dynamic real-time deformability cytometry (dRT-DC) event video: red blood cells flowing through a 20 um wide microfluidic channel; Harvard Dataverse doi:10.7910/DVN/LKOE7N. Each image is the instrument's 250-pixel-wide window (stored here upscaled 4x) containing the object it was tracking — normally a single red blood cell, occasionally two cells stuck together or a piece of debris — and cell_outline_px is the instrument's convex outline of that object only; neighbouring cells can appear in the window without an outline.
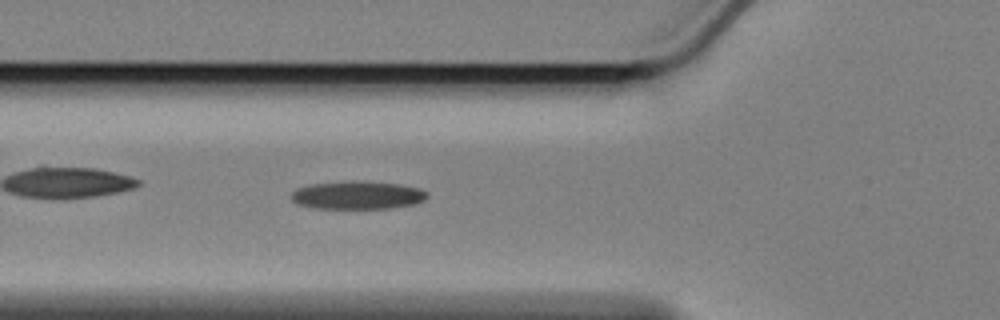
{"species": "Egyptian fruit bat (a non-hibernating species)", "species_latin": "Rousettus aegyptiacus", "temperature_condition": "cold", "stored_images_in_passage": 39, "camera_frame_rate_fps": 3000, "um_per_image_px": 0.085, "animal": {"sex": "female"}, "frame": {"image": 1, "passage_image": 5, "time_ms": 1.333, "image_size_px": [1000, 320], "cell_outline_px": [[428, 196], [424, 200], [412, 204], [392, 208], [316, 208], [296, 204], [292, 200], [292, 192], [296, 188], [312, 184], [348, 180], [396, 184], [420, 188], [428, 192]], "centroid_in_image_um": [30.37, 16.58], "position_along_channel_um": 95.4, "area_um2": 22.14}}
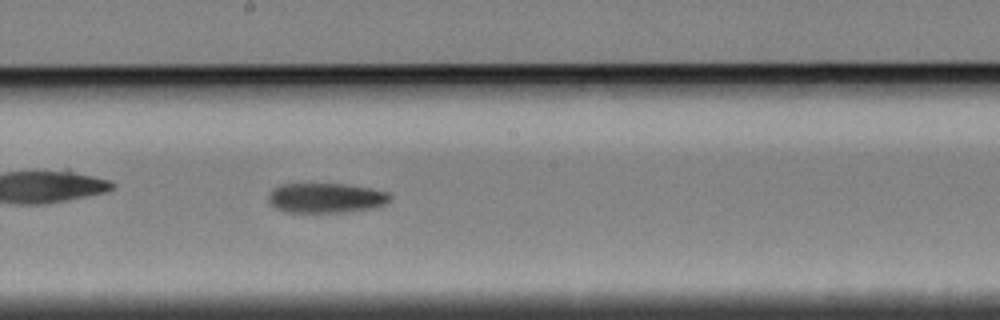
{"frame": {"image": 2, "passage_image": 16, "time_ms": 5.0, "image_size_px": [1000, 320], "cell_outline_px": [[392, 200], [388, 204], [376, 208], [352, 212], [284, 212], [276, 208], [268, 200], [268, 196], [276, 188], [284, 184], [344, 184], [368, 188], [388, 192], [392, 196]], "centroid_in_image_um": [27.8, 16.85], "position_along_channel_um": 220.4, "area_um2": 21.27}}
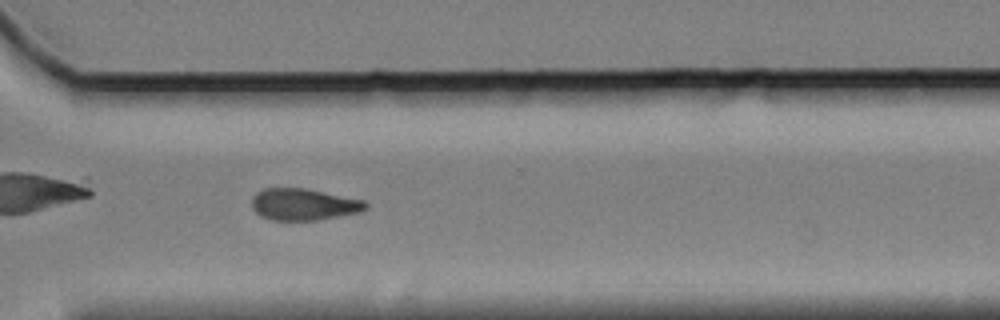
{"frame": {"image": 3, "passage_image": 27, "time_ms": 8.667, "image_size_px": [1000, 320], "cell_outline_px": [[368, 208], [360, 212], [320, 220], [268, 220], [260, 216], [252, 208], [252, 196], [256, 192], [264, 188], [304, 188], [364, 200], [368, 204]], "centroid_in_image_um": [25.8, 17.38], "position_along_channel_um": 344.8, "area_um2": 21.21}}